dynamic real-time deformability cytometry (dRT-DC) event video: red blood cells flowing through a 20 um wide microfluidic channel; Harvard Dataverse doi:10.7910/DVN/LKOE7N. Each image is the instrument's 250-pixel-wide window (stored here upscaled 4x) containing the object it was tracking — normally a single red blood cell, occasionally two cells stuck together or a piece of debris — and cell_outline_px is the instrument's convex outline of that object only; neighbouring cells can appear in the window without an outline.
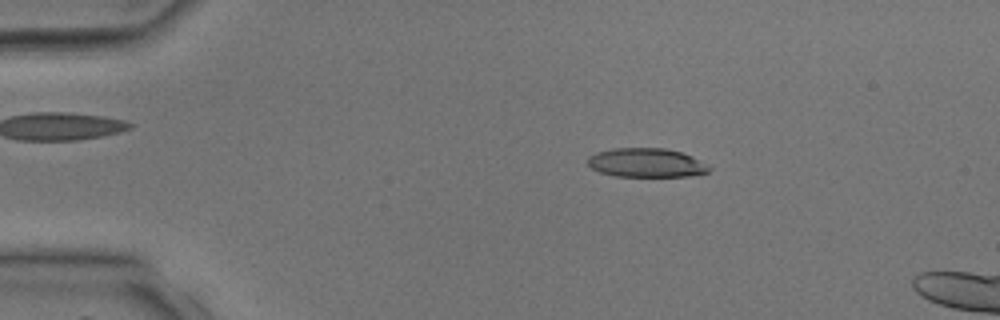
{"species": "common noctule bat (a hibernating species)", "species_latin": "Nyctalus noctula", "temperature_condition": "room temperature", "stored_images_in_passage": 11, "camera_frame_rate_fps": 3000, "um_per_image_px": 0.085, "animal": {"sex": "male", "body_mass_g": 17.9, "forearm_length_mm": 54.2}, "frame": {"image": 1, "passage_image": 7, "time_ms": 2.0, "image_size_px": [1000, 320], "cell_outline_px": [[712, 168], [708, 172], [688, 176], [616, 176], [600, 172], [592, 168], [588, 164], [588, 156], [596, 152], [612, 148], [664, 148], [680, 152], [692, 156], [708, 164]], "centroid_in_image_um": [54.94, 13.83], "position_along_channel_um": 30.1, "area_um2": 20.52}}